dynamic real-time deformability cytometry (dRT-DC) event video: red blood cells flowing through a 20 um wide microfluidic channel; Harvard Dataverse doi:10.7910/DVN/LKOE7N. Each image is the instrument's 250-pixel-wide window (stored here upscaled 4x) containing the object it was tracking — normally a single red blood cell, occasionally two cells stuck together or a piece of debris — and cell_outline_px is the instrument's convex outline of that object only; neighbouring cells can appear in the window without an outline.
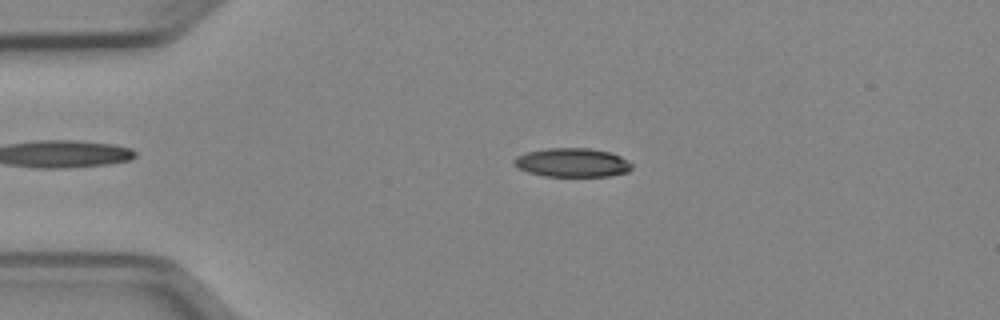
{"species": "Egyptian fruit bat (a non-hibernating species)", "species_latin": "Rousettus aegyptiacus", "temperature_condition": "cold", "stored_images_in_passage": 50, "camera_frame_rate_fps": 3000, "um_per_image_px": 0.085, "animal": {"sex": "female"}, "frame": {"image": 1, "passage_image": 11, "time_ms": 3.333, "image_size_px": [1000, 320], "cell_outline_px": [[632, 168], [628, 172], [608, 176], [544, 176], [528, 172], [516, 168], [512, 164], [512, 160], [516, 156], [528, 152], [548, 148], [588, 148], [612, 152], [628, 160], [632, 164]], "centroid_in_image_um": [48.63, 13.82], "position_along_channel_um": 36.4, "area_um2": 20.0}}
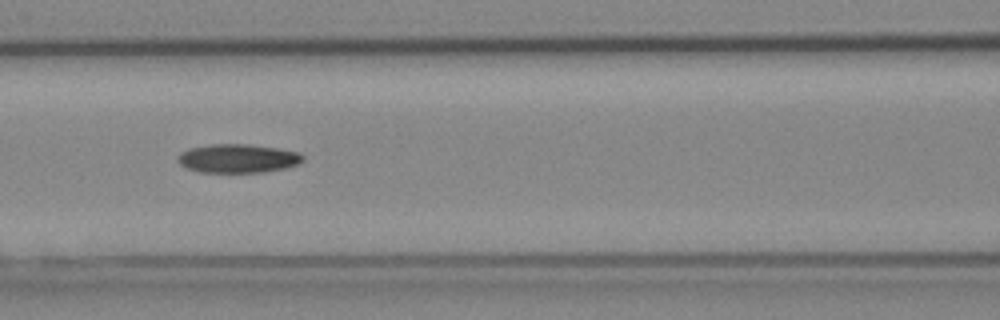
{"frame": {"image": 2, "passage_image": 22, "time_ms": 7.0, "image_size_px": [1000, 320], "cell_outline_px": [[304, 160], [300, 164], [284, 168], [264, 172], [200, 172], [188, 168], [180, 164], [176, 160], [176, 156], [180, 152], [188, 148], [212, 144], [248, 144], [276, 148], [300, 152], [304, 156]], "centroid_in_image_um": [20.21, 13.46], "position_along_channel_um": 146.4, "area_um2": 21.1}}
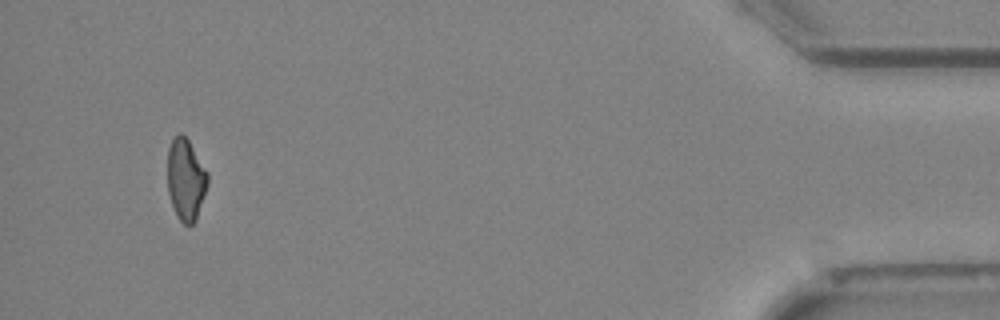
{"frame": {"image": 3, "passage_image": 48, "time_ms": 15.667, "image_size_px": [1000, 320], "cell_outline_px": [[208, 184], [196, 220], [192, 224], [184, 224], [176, 216], [168, 192], [168, 148], [172, 140], [180, 132], [188, 140], [208, 172]], "centroid_in_image_um": [15.8, 15.27], "position_along_channel_um": 419.4, "area_um2": 18.96}, "authors_computed_cell_mechanics": {"area_um2": 20.2589, "velocity_mm_per_s": 4.0015, "shape_relaxation_time_tau1_ms": 7.8643, "shape_relaxation_time_tau2_ms": null, "deformation_change_tau1": 0.1613, "deformation_change_tau2": null}}